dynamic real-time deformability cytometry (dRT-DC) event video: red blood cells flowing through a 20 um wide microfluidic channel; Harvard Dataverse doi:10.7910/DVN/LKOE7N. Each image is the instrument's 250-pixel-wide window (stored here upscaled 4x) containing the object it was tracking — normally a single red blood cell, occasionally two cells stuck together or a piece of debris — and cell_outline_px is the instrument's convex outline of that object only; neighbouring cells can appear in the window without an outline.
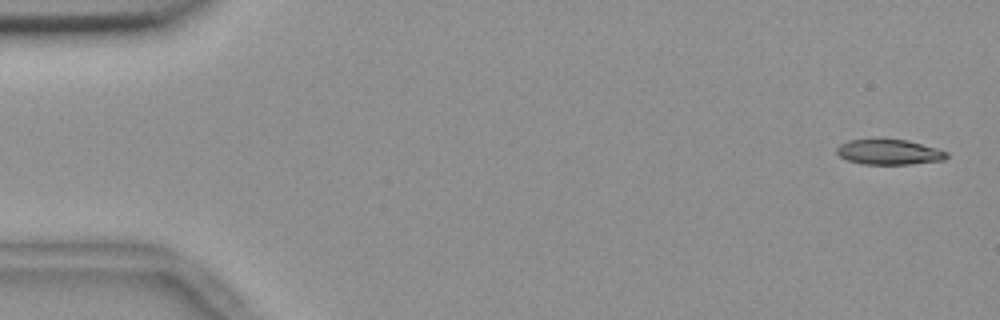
{"species": "common noctule bat (a hibernating species)", "species_latin": "Nyctalus noctula", "temperature_condition": "room temperature", "stored_images_in_passage": 50, "camera_frame_rate_fps": 3000, "um_per_image_px": 0.085, "animal": {"sex": "female", "body_mass_g": 18.4}, "frame": {"image": 1, "passage_image": 2, "time_ms": 0.333, "image_size_px": [1000, 320], "cell_outline_px": [[948, 156], [944, 160], [912, 164], [864, 164], [848, 160], [840, 156], [836, 152], [836, 148], [840, 144], [848, 140], [908, 140], [936, 148], [948, 152]], "centroid_in_image_um": [75.59, 12.93], "position_along_channel_um": 9.4, "area_um2": 15.95}}
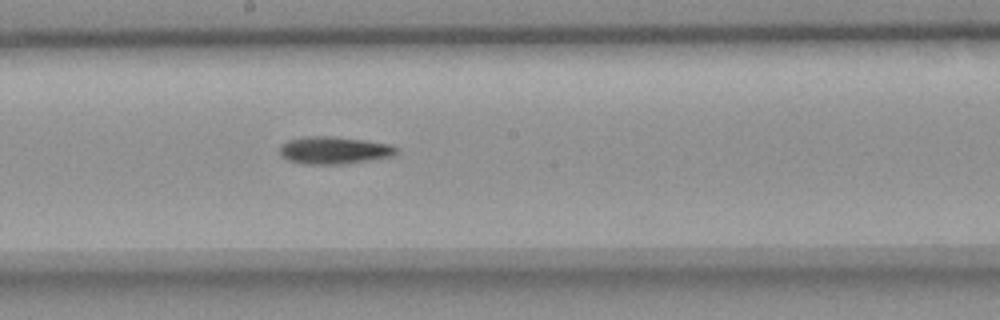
{"frame": {"image": 2, "passage_image": 30, "time_ms": 9.667, "image_size_px": [1000, 320], "cell_outline_px": [[396, 152], [392, 156], [344, 164], [300, 164], [288, 160], [280, 152], [280, 148], [288, 140], [304, 136], [332, 136], [364, 140], [392, 144], [396, 148]], "centroid_in_image_um": [28.39, 12.77], "position_along_channel_um": 219.8, "area_um2": 18.5}}
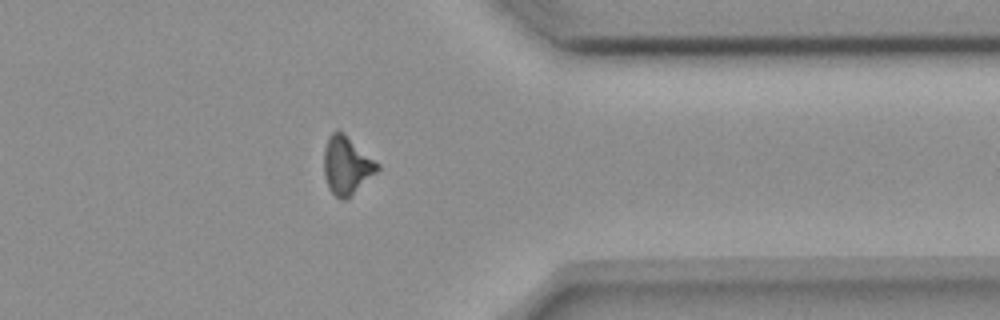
{"frame": {"image": 3, "passage_image": 44, "time_ms": 14.333, "image_size_px": [1000, 320], "cell_outline_px": [[380, 168], [376, 172], [344, 200], [340, 200], [328, 188], [324, 176], [324, 148], [328, 136], [336, 128], [344, 132], [380, 164]], "centroid_in_image_um": [29.44, 14.0], "position_along_channel_um": 382.0, "area_um2": 18.03}}